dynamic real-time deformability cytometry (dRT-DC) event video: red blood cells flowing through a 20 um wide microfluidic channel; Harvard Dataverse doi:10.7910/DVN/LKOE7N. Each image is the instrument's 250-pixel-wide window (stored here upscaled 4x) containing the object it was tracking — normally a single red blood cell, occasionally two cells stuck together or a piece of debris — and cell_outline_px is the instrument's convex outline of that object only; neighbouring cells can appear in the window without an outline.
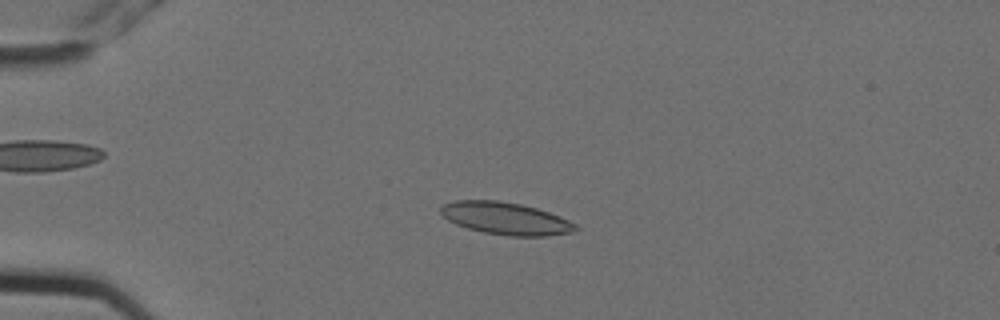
{"species": "Egyptian fruit bat (a non-hibernating species)", "species_latin": "Rousettus aegyptiacus", "temperature_condition": "cold", "stored_images_in_passage": 5, "camera_frame_rate_fps": 3000, "um_per_image_px": 0.085, "animal": {"sex": "female"}, "frame": {"image": 1, "passage_image": 4, "time_ms": 1.0, "image_size_px": [1000, 320], "cell_outline_px": [[580, 228], [572, 232], [548, 236], [508, 236], [484, 232], [468, 228], [456, 224], [448, 220], [440, 212], [440, 208], [444, 204], [456, 200], [500, 200], [520, 204], [536, 208], [560, 216], [576, 224]], "centroid_in_image_um": [43.0, 18.57], "position_along_channel_um": 42.0, "area_um2": 25.37}}